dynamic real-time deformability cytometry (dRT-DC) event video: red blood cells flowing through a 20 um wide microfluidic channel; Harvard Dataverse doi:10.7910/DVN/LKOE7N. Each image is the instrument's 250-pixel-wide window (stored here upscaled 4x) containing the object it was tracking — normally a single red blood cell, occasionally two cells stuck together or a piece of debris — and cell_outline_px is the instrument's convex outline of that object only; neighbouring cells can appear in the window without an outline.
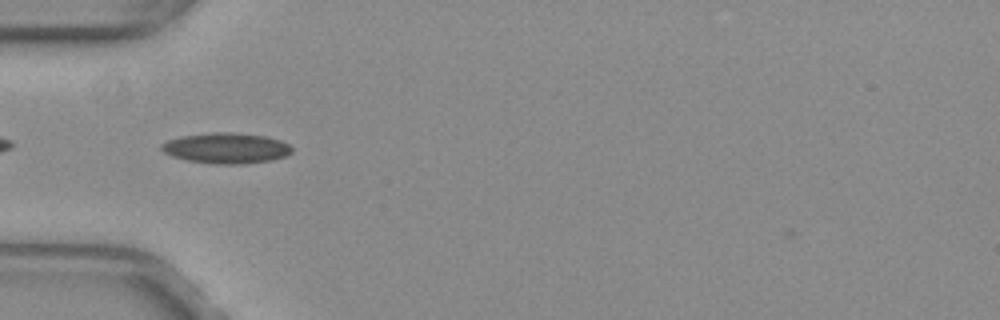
{"species": "common noctule bat (a hibernating species)", "species_latin": "Nyctalus noctula", "temperature_condition": "warm", "stored_images_in_passage": 37, "camera_frame_rate_fps": 3000, "um_per_image_px": 0.085, "animal": {"sex": "female", "body_mass_g": 29.2, "forearm_length_mm": 56.3}, "frame": {"image": 1, "passage_image": 2, "time_ms": 0.333, "image_size_px": [1000, 320], "cell_outline_px": [[292, 152], [284, 156], [272, 160], [244, 164], [216, 164], [188, 160], [172, 156], [164, 152], [160, 148], [160, 144], [168, 140], [184, 136], [212, 132], [228, 132], [268, 136], [280, 140], [288, 144], [292, 148]], "centroid_in_image_um": [19.24, 12.59], "position_along_channel_um": 65.8, "area_um2": 23.18}}
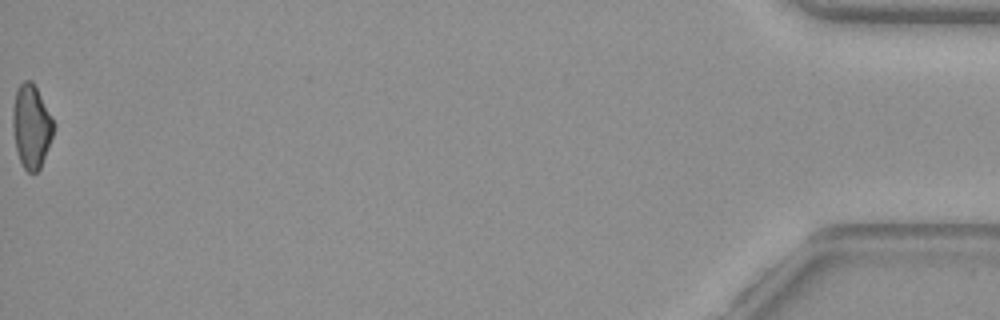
{"frame": {"image": 2, "passage_image": 37, "time_ms": 12.0, "image_size_px": [1000, 320], "cell_outline_px": [[52, 136], [40, 168], [36, 172], [28, 172], [24, 168], [20, 160], [16, 148], [12, 124], [12, 112], [16, 92], [20, 84], [24, 80], [32, 80], [52, 120]], "centroid_in_image_um": [2.63, 10.74], "position_along_channel_um": 432.6, "area_um2": 19.13}, "authors_computed_cell_mechanics": {"area_um2": 20.7502, "velocity_mm_per_s": 4.0393, "shape_relaxation_time_tau1_ms": null, "shape_relaxation_time_tau2_ms": 6.9463, "deformation_change_tau1": null, "deformation_change_tau2": 0.1649}}